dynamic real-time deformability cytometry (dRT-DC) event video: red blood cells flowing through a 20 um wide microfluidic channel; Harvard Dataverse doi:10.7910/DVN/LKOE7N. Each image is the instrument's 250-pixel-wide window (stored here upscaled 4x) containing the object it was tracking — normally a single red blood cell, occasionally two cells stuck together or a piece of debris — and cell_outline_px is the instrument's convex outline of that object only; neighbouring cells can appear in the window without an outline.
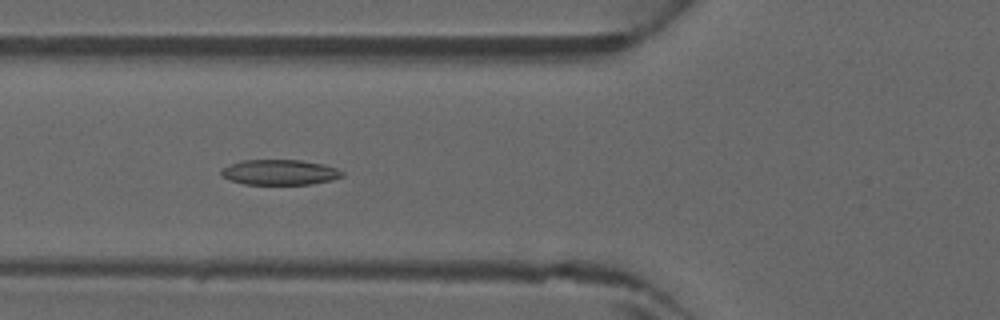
{"species": "common noctule bat (a hibernating species)", "species_latin": "Nyctalus noctula", "temperature_condition": "warm", "stored_images_in_passage": 44, "camera_frame_rate_fps": 3000, "um_per_image_px": 0.085, "animal": {"sex": "male", "forearm_length_mm": 52.5}, "frame": {"image": 1, "passage_image": 18, "time_ms": 5.667, "image_size_px": [1000, 320], "cell_outline_px": [[344, 176], [332, 180], [312, 184], [244, 184], [220, 176], [220, 168], [228, 164], [240, 160], [300, 160], [320, 164], [336, 168], [344, 172]], "centroid_in_image_um": [23.73, 14.64], "position_along_channel_um": 102.1, "area_um2": 17.92}}
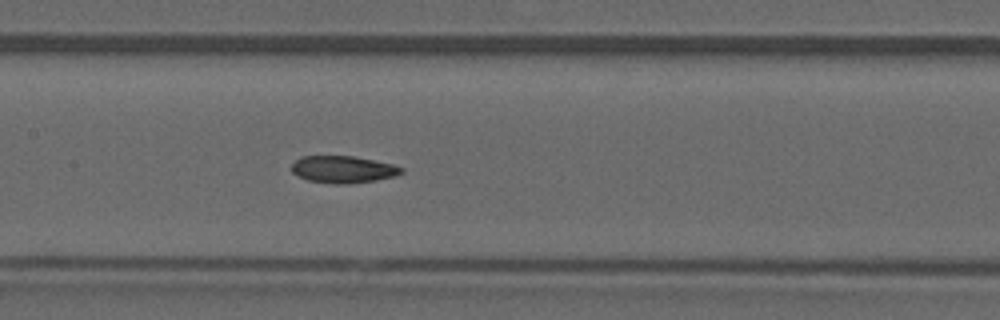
{"frame": {"image": 2, "passage_image": 23, "time_ms": 7.333, "image_size_px": [1000, 320], "cell_outline_px": [[404, 172], [396, 176], [376, 180], [348, 184], [336, 184], [308, 180], [292, 172], [292, 164], [300, 156], [352, 156], [392, 164], [404, 168]], "centroid_in_image_um": [29.18, 14.4], "position_along_channel_um": 178.2, "area_um2": 17.22}}
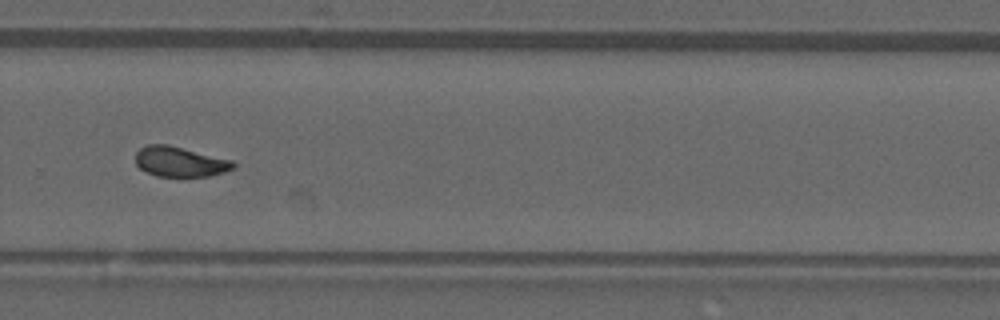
{"frame": {"image": 3, "passage_image": 32, "time_ms": 10.333, "image_size_px": [1000, 320], "cell_outline_px": [[236, 164], [232, 168], [224, 172], [208, 176], [156, 176], [140, 168], [136, 164], [136, 152], [140, 148], [148, 144], [168, 144], [232, 160]], "centroid_in_image_um": [15.28, 13.73], "position_along_channel_um": 314.5, "area_um2": 16.99}}